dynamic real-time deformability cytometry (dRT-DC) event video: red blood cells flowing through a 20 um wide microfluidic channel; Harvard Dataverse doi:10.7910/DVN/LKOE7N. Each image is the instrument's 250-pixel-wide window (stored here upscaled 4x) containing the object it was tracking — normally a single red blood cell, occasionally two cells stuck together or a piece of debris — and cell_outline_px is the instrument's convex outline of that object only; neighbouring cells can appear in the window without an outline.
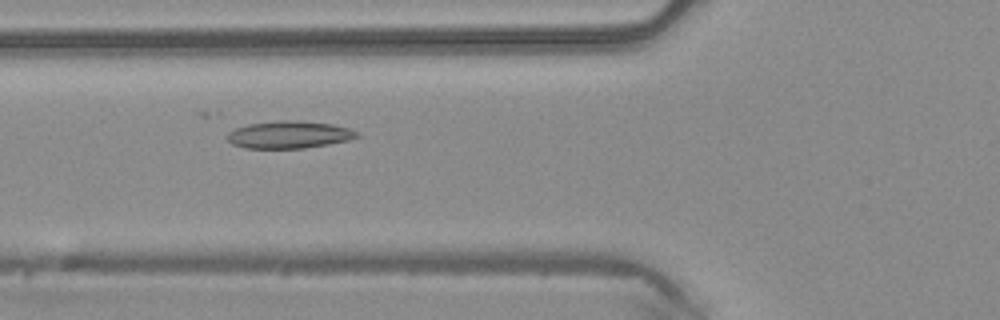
{"species": "common noctule bat (a hibernating species)", "species_latin": "Nyctalus noctula", "temperature_condition": "warm", "stored_images_in_passage": 35, "camera_frame_rate_fps": 3000, "um_per_image_px": 0.085, "animal": {"sex": "male", "body_mass_g": 20.4}, "frame": {"image": 1, "passage_image": 5, "time_ms": 1.333, "image_size_px": [1000, 320], "cell_outline_px": [[360, 136], [348, 140], [328, 144], [304, 148], [244, 148], [232, 144], [228, 140], [228, 132], [236, 128], [248, 124], [280, 120], [296, 120], [332, 124], [348, 128], [360, 132]], "centroid_in_image_um": [24.59, 11.44], "position_along_channel_um": 101.2, "area_um2": 20.63}}
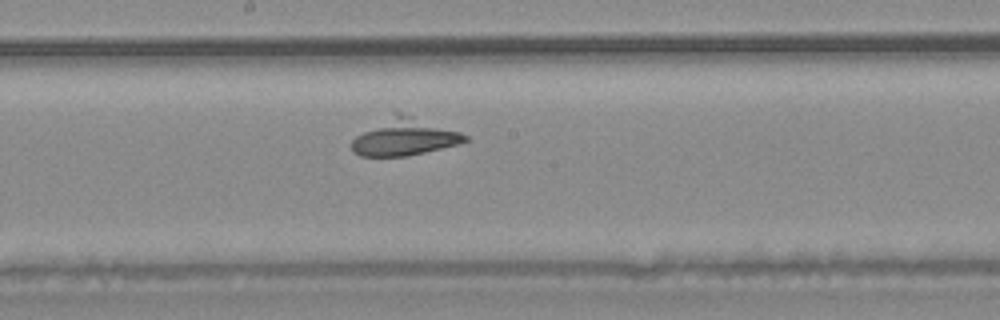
{"frame": {"image": 2, "passage_image": 13, "time_ms": 4.0, "image_size_px": [1000, 320], "cell_outline_px": [[468, 140], [460, 144], [408, 156], [360, 156], [352, 152], [352, 140], [356, 136], [396, 112], [400, 112], [460, 132], [468, 136]], "centroid_in_image_um": [34.4, 11.68], "position_along_channel_um": 213.8, "area_um2": 23.87}}
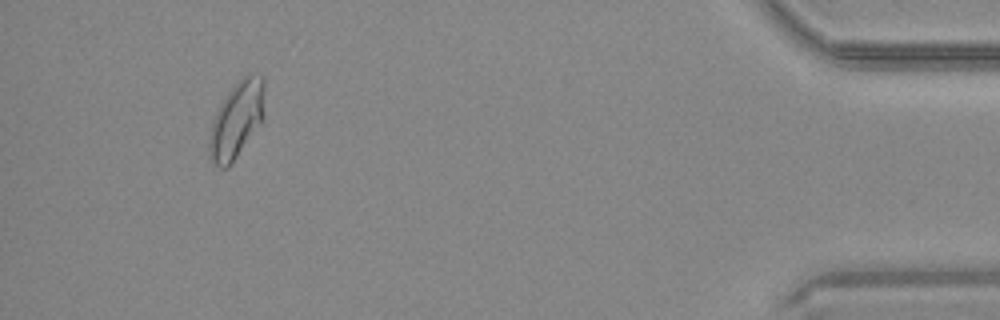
{"frame": {"image": 3, "passage_image": 32, "time_ms": 10.333, "image_size_px": [1000, 320], "cell_outline_px": [[264, 116], [232, 164], [228, 168], [220, 168], [212, 160], [208, 152], [208, 144], [212, 120], [220, 104], [228, 92], [248, 72], [252, 72], [264, 76]], "centroid_in_image_um": [20.11, 10.16], "position_along_channel_um": 415.1, "area_um2": 24.57}}